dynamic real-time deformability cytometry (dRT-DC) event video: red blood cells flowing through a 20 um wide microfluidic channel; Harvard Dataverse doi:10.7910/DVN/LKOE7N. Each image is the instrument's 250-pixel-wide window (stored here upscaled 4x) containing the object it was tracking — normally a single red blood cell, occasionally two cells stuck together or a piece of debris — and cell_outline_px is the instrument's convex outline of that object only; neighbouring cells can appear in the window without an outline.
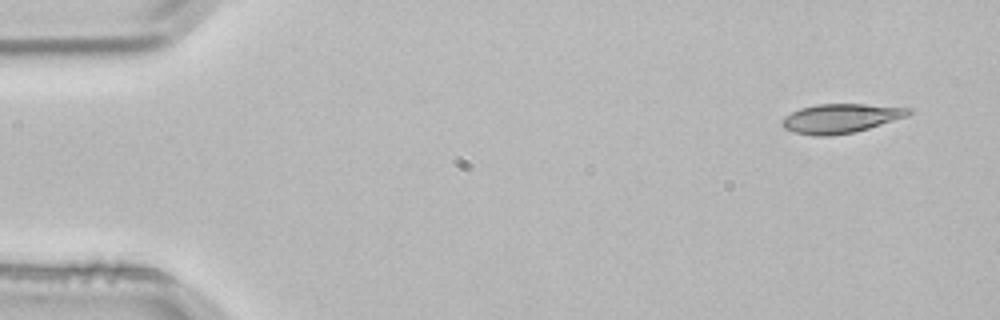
{"species": "common noctule bat (a hibernating species)", "species_latin": "Nyctalus noctula", "temperature_condition": "room temperature", "stored_images_in_passage": 3, "camera_frame_rate_fps": 3000, "um_per_image_px": 0.085, "animal": {"sex": "male", "body_mass_g": 21.5, "forearm_length_mm": 52.0}, "frame": {"image": 1, "passage_image": 1, "time_ms": 0.0, "image_size_px": [1000, 320], "cell_outline_px": [[912, 112], [908, 116], [868, 128], [852, 132], [828, 136], [816, 136], [792, 132], [784, 128], [780, 124], [780, 120], [784, 116], [800, 108], [816, 104], [864, 104], [912, 108]], "centroid_in_image_um": [71.42, 10.06], "position_along_channel_um": 13.6, "area_um2": 21.56}}
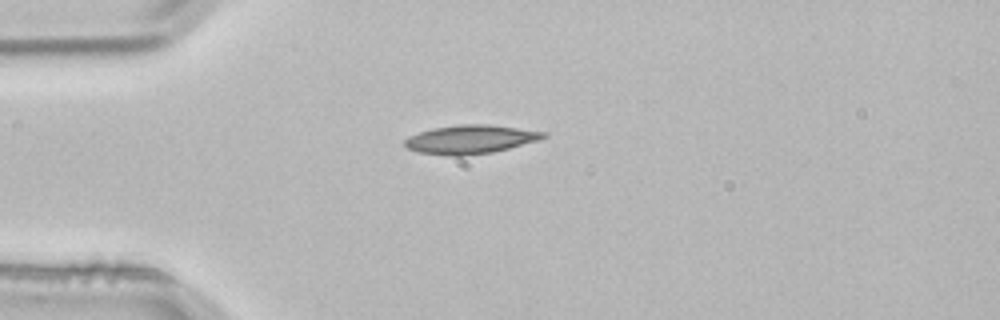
{"frame": {"image": 2, "passage_image": 3, "time_ms": 0.667, "image_size_px": [1000, 320], "cell_outline_px": [[548, 136], [540, 140], [492, 152], [464, 156], [452, 156], [420, 152], [408, 148], [404, 144], [404, 140], [408, 136], [432, 128], [460, 124], [488, 124], [548, 132]], "centroid_in_image_um": [40.01, 11.84], "position_along_channel_um": 45.0, "area_um2": 23.18}}